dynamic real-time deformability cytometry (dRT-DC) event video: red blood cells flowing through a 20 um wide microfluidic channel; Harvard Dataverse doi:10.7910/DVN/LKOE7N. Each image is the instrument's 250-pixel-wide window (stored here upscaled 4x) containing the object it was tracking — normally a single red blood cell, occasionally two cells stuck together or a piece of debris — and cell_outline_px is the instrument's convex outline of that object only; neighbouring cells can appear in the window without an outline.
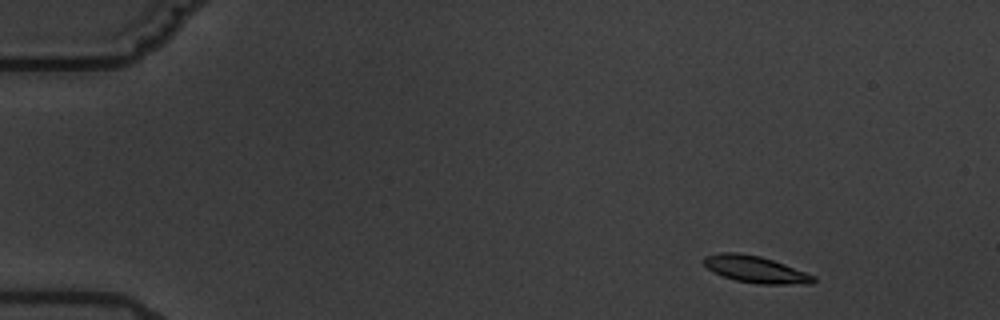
{"species": "common noctule bat (a hibernating species)", "species_latin": "Nyctalus noctula", "temperature_condition": "warm", "stored_images_in_passage": 16, "camera_frame_rate_fps": 3000, "um_per_image_px": 0.085, "animal": {"sex": "male", "body_mass_g": 19.5, "forearm_length_mm": 54.6}, "frame": {"image": 1, "passage_image": 1, "time_ms": 0.0, "image_size_px": [1000, 320], "cell_outline_px": [[816, 280], [812, 284], [760, 284], [736, 280], [712, 272], [700, 260], [704, 256], [720, 252], [736, 252], [760, 256], [784, 264], [816, 276]], "centroid_in_image_um": [64.19, 22.89], "position_along_channel_um": 20.8, "area_um2": 17.17}}
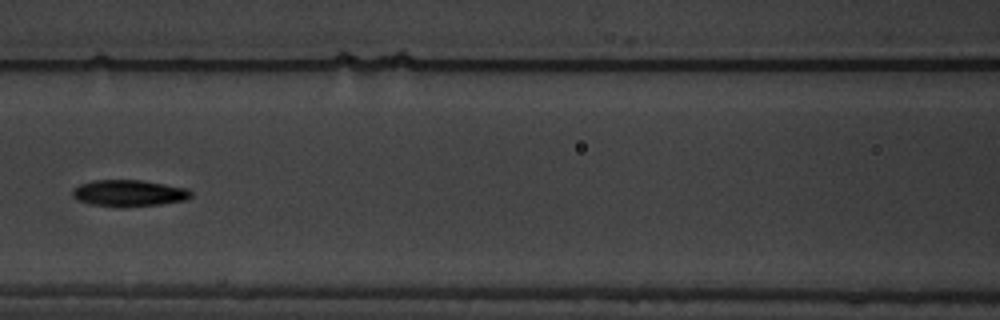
{"frame": {"image": 2, "passage_image": 7, "time_ms": 7.0, "image_size_px": [1000, 320], "cell_outline_px": [[192, 196], [184, 200], [160, 204], [120, 208], [116, 208], [92, 204], [80, 200], [72, 196], [72, 188], [80, 184], [92, 180], [140, 180], [188, 188], [192, 192]], "centroid_in_image_um": [10.94, 16.42], "position_along_channel_um": 155.7, "area_um2": 18.44}}
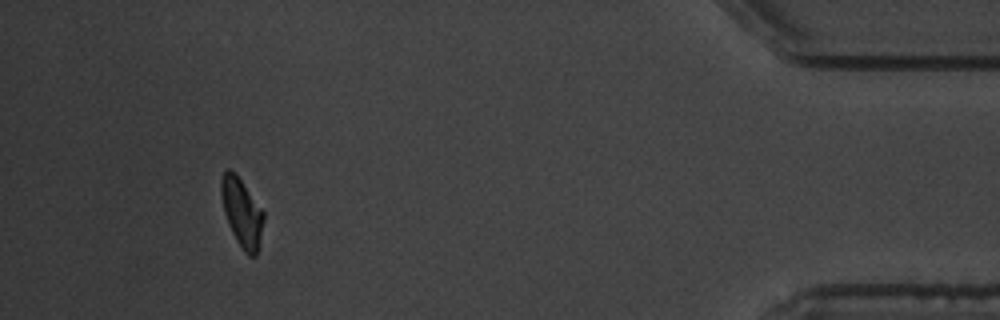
{"frame": {"image": 3, "passage_image": 15, "time_ms": 16.333, "image_size_px": [1000, 320], "cell_outline_px": [[264, 220], [256, 256], [248, 256], [244, 252], [236, 240], [228, 224], [224, 212], [220, 192], [220, 180], [224, 172], [228, 168], [240, 180], [264, 212]], "centroid_in_image_um": [20.54, 18.1], "position_along_channel_um": 414.7, "area_um2": 16.59}, "authors_computed_cell_mechanics": {"area_um2": 17.3111, "velocity_mm_per_s": 3.4015, "shape_relaxation_time_tau1_ms": 3.729, "shape_relaxation_time_tau2_ms": 6.7519, "deformation_change_tau1": 0.1368, "deformation_change_tau2": 0.1199}}